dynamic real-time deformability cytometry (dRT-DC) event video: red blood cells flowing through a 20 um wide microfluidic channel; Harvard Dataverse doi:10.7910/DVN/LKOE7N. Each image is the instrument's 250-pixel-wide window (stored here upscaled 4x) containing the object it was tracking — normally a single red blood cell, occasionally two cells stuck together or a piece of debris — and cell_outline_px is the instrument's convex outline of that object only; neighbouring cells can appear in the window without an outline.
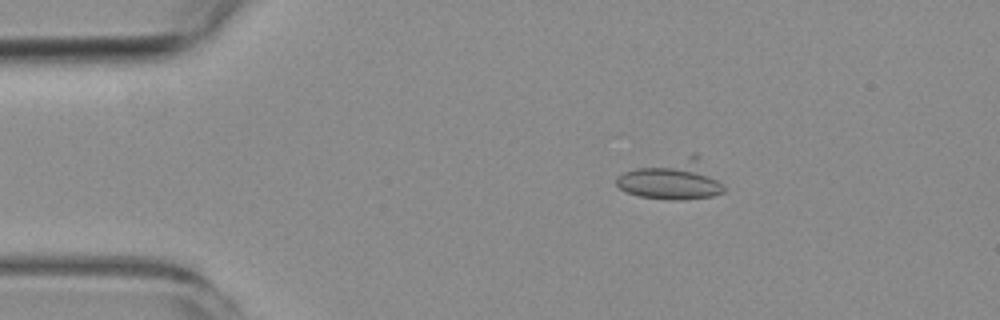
{"species": "common noctule bat (a hibernating species)", "species_latin": "Nyctalus noctula", "temperature_condition": "room temperature", "stored_images_in_passage": 4, "camera_frame_rate_fps": 3000, "um_per_image_px": 0.085, "animal": {"sex": "female", "body_mass_g": 19.3, "forearm_length_mm": 54.1}, "frame": {"image": 1, "passage_image": 1, "time_ms": 0.0, "image_size_px": [1000, 320], "cell_outline_px": [[724, 192], [712, 196], [684, 200], [676, 200], [640, 196], [628, 192], [620, 188], [616, 184], [616, 176], [624, 172], [636, 168], [692, 152], [696, 152], [700, 156], [724, 184]], "centroid_in_image_um": [57.19, 15.24], "position_along_channel_um": 27.8, "area_um2": 25.26}}
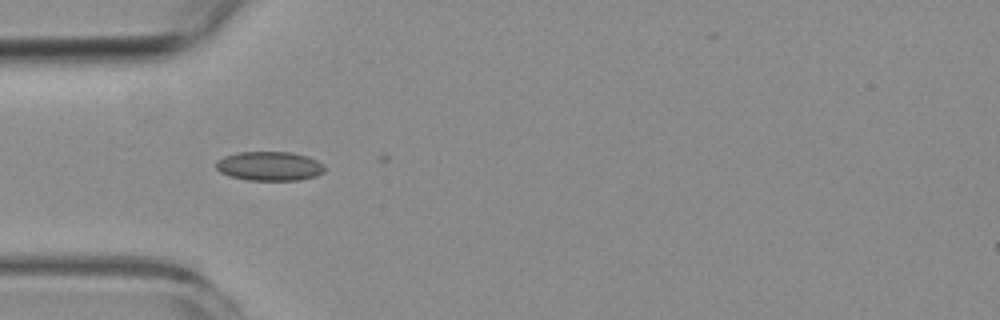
{"frame": {"image": 2, "passage_image": 3, "time_ms": 2.333, "image_size_px": [1000, 320], "cell_outline_px": [[324, 172], [316, 176], [300, 180], [248, 180], [228, 176], [220, 172], [216, 168], [216, 160], [224, 156], [240, 152], [292, 152], [308, 156], [324, 164]], "centroid_in_image_um": [22.9, 14.12], "position_along_channel_um": 62.1, "area_um2": 18.61}}